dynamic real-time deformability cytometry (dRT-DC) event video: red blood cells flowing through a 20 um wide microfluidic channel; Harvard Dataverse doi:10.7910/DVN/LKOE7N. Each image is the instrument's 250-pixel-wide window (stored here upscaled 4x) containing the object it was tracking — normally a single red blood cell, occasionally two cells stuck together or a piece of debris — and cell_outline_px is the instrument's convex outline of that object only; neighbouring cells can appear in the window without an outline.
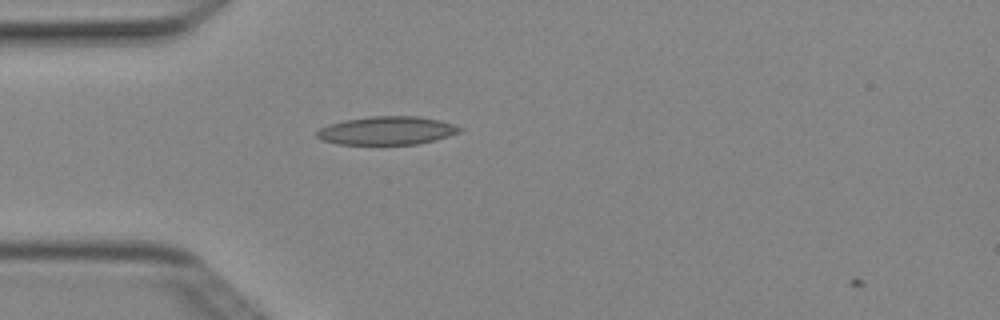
{"species": "Egyptian fruit bat (a non-hibernating species)", "species_latin": "Rousettus aegyptiacus", "temperature_condition": "cold", "stored_images_in_passage": 4, "camera_frame_rate_fps": 3000, "um_per_image_px": 0.085, "animal": {"sex": "female"}, "frame": {"image": 1, "passage_image": 3, "time_ms": 0.667, "image_size_px": [1000, 320], "cell_outline_px": [[464, 128], [460, 132], [448, 136], [416, 144], [340, 144], [320, 140], [316, 136], [316, 132], [320, 128], [328, 124], [344, 120], [368, 116], [420, 116], [440, 120]], "centroid_in_image_um": [32.86, 11.09], "position_along_channel_um": 52.1, "area_um2": 23.58}}